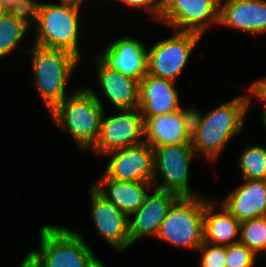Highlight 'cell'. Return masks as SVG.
Segmentation results:
<instances>
[{
    "label": "cell",
    "instance_id": "31",
    "mask_svg": "<svg viewBox=\"0 0 266 267\" xmlns=\"http://www.w3.org/2000/svg\"><path fill=\"white\" fill-rule=\"evenodd\" d=\"M56 1H60V2H65V3H69L78 7L84 8L86 7L85 4L87 5V3L90 2H94V0H56ZM90 1V2H89ZM102 0H99L98 2H101ZM104 1V0H103ZM97 2V0H96Z\"/></svg>",
    "mask_w": 266,
    "mask_h": 267
},
{
    "label": "cell",
    "instance_id": "28",
    "mask_svg": "<svg viewBox=\"0 0 266 267\" xmlns=\"http://www.w3.org/2000/svg\"><path fill=\"white\" fill-rule=\"evenodd\" d=\"M110 1V0H109ZM114 3L123 5L127 10L131 11L139 10L146 12L145 15H149L150 20L155 21L156 24L159 22V17L163 5V0H112Z\"/></svg>",
    "mask_w": 266,
    "mask_h": 267
},
{
    "label": "cell",
    "instance_id": "24",
    "mask_svg": "<svg viewBox=\"0 0 266 267\" xmlns=\"http://www.w3.org/2000/svg\"><path fill=\"white\" fill-rule=\"evenodd\" d=\"M239 242L260 256L266 248V216L242 221Z\"/></svg>",
    "mask_w": 266,
    "mask_h": 267
},
{
    "label": "cell",
    "instance_id": "13",
    "mask_svg": "<svg viewBox=\"0 0 266 267\" xmlns=\"http://www.w3.org/2000/svg\"><path fill=\"white\" fill-rule=\"evenodd\" d=\"M109 44V45H108ZM95 56L109 69L139 82L147 74V45L136 36L123 35L107 43Z\"/></svg>",
    "mask_w": 266,
    "mask_h": 267
},
{
    "label": "cell",
    "instance_id": "14",
    "mask_svg": "<svg viewBox=\"0 0 266 267\" xmlns=\"http://www.w3.org/2000/svg\"><path fill=\"white\" fill-rule=\"evenodd\" d=\"M93 63L96 66V84L99 86L100 94L95 91L93 85L84 84L92 91L94 97L99 101L104 110L107 111L102 97L107 103L113 106V110L117 109H138L139 108V81L121 74L116 70L107 68L95 55H93ZM101 96V97H100Z\"/></svg>",
    "mask_w": 266,
    "mask_h": 267
},
{
    "label": "cell",
    "instance_id": "16",
    "mask_svg": "<svg viewBox=\"0 0 266 267\" xmlns=\"http://www.w3.org/2000/svg\"><path fill=\"white\" fill-rule=\"evenodd\" d=\"M251 36L266 35V0H219V24Z\"/></svg>",
    "mask_w": 266,
    "mask_h": 267
},
{
    "label": "cell",
    "instance_id": "5",
    "mask_svg": "<svg viewBox=\"0 0 266 267\" xmlns=\"http://www.w3.org/2000/svg\"><path fill=\"white\" fill-rule=\"evenodd\" d=\"M82 9L60 1H41L37 23L31 32V42L46 48L65 50L82 61Z\"/></svg>",
    "mask_w": 266,
    "mask_h": 267
},
{
    "label": "cell",
    "instance_id": "23",
    "mask_svg": "<svg viewBox=\"0 0 266 267\" xmlns=\"http://www.w3.org/2000/svg\"><path fill=\"white\" fill-rule=\"evenodd\" d=\"M236 163L241 179L266 180V145H244Z\"/></svg>",
    "mask_w": 266,
    "mask_h": 267
},
{
    "label": "cell",
    "instance_id": "25",
    "mask_svg": "<svg viewBox=\"0 0 266 267\" xmlns=\"http://www.w3.org/2000/svg\"><path fill=\"white\" fill-rule=\"evenodd\" d=\"M40 3L41 0H17L7 7V13L32 30L37 23Z\"/></svg>",
    "mask_w": 266,
    "mask_h": 267
},
{
    "label": "cell",
    "instance_id": "15",
    "mask_svg": "<svg viewBox=\"0 0 266 267\" xmlns=\"http://www.w3.org/2000/svg\"><path fill=\"white\" fill-rule=\"evenodd\" d=\"M179 196L170 191L152 188L144 203L129 217V236L132 245L144 237L156 238L167 211Z\"/></svg>",
    "mask_w": 266,
    "mask_h": 267
},
{
    "label": "cell",
    "instance_id": "10",
    "mask_svg": "<svg viewBox=\"0 0 266 267\" xmlns=\"http://www.w3.org/2000/svg\"><path fill=\"white\" fill-rule=\"evenodd\" d=\"M115 112L108 114L104 110L98 140L90 150L96 156L145 141L144 120L139 109H117Z\"/></svg>",
    "mask_w": 266,
    "mask_h": 267
},
{
    "label": "cell",
    "instance_id": "36",
    "mask_svg": "<svg viewBox=\"0 0 266 267\" xmlns=\"http://www.w3.org/2000/svg\"><path fill=\"white\" fill-rule=\"evenodd\" d=\"M263 255V256H262ZM264 255L266 256V248H265V250L260 254V257L262 256V257H264Z\"/></svg>",
    "mask_w": 266,
    "mask_h": 267
},
{
    "label": "cell",
    "instance_id": "35",
    "mask_svg": "<svg viewBox=\"0 0 266 267\" xmlns=\"http://www.w3.org/2000/svg\"><path fill=\"white\" fill-rule=\"evenodd\" d=\"M6 7H9L13 3H15L17 0H0Z\"/></svg>",
    "mask_w": 266,
    "mask_h": 267
},
{
    "label": "cell",
    "instance_id": "33",
    "mask_svg": "<svg viewBox=\"0 0 266 267\" xmlns=\"http://www.w3.org/2000/svg\"><path fill=\"white\" fill-rule=\"evenodd\" d=\"M260 113H261L260 115L261 124H262L263 129H265L266 131V107H263L262 112Z\"/></svg>",
    "mask_w": 266,
    "mask_h": 267
},
{
    "label": "cell",
    "instance_id": "32",
    "mask_svg": "<svg viewBox=\"0 0 266 267\" xmlns=\"http://www.w3.org/2000/svg\"><path fill=\"white\" fill-rule=\"evenodd\" d=\"M23 257L24 258L20 261L18 267H36L26 255Z\"/></svg>",
    "mask_w": 266,
    "mask_h": 267
},
{
    "label": "cell",
    "instance_id": "34",
    "mask_svg": "<svg viewBox=\"0 0 266 267\" xmlns=\"http://www.w3.org/2000/svg\"><path fill=\"white\" fill-rule=\"evenodd\" d=\"M7 13V7L0 1V18Z\"/></svg>",
    "mask_w": 266,
    "mask_h": 267
},
{
    "label": "cell",
    "instance_id": "9",
    "mask_svg": "<svg viewBox=\"0 0 266 267\" xmlns=\"http://www.w3.org/2000/svg\"><path fill=\"white\" fill-rule=\"evenodd\" d=\"M158 23L203 36L219 24V0H163Z\"/></svg>",
    "mask_w": 266,
    "mask_h": 267
},
{
    "label": "cell",
    "instance_id": "19",
    "mask_svg": "<svg viewBox=\"0 0 266 267\" xmlns=\"http://www.w3.org/2000/svg\"><path fill=\"white\" fill-rule=\"evenodd\" d=\"M216 198L205 201L204 211V242L230 246L240 240V224Z\"/></svg>",
    "mask_w": 266,
    "mask_h": 267
},
{
    "label": "cell",
    "instance_id": "7",
    "mask_svg": "<svg viewBox=\"0 0 266 267\" xmlns=\"http://www.w3.org/2000/svg\"><path fill=\"white\" fill-rule=\"evenodd\" d=\"M196 157L191 142L154 147V188L174 192L178 196H200V192L190 186V168Z\"/></svg>",
    "mask_w": 266,
    "mask_h": 267
},
{
    "label": "cell",
    "instance_id": "2",
    "mask_svg": "<svg viewBox=\"0 0 266 267\" xmlns=\"http://www.w3.org/2000/svg\"><path fill=\"white\" fill-rule=\"evenodd\" d=\"M38 231V249L26 254L36 267H106L82 232L58 224H43Z\"/></svg>",
    "mask_w": 266,
    "mask_h": 267
},
{
    "label": "cell",
    "instance_id": "21",
    "mask_svg": "<svg viewBox=\"0 0 266 267\" xmlns=\"http://www.w3.org/2000/svg\"><path fill=\"white\" fill-rule=\"evenodd\" d=\"M144 140L152 148L190 143L184 132L181 109L174 113L146 118L144 120Z\"/></svg>",
    "mask_w": 266,
    "mask_h": 267
},
{
    "label": "cell",
    "instance_id": "22",
    "mask_svg": "<svg viewBox=\"0 0 266 267\" xmlns=\"http://www.w3.org/2000/svg\"><path fill=\"white\" fill-rule=\"evenodd\" d=\"M30 29L20 21H17L13 16L6 13L0 18V61L9 55L13 54L14 51L23 50L28 51L29 46L26 45L23 48L25 39L30 35ZM22 44V45H21Z\"/></svg>",
    "mask_w": 266,
    "mask_h": 267
},
{
    "label": "cell",
    "instance_id": "17",
    "mask_svg": "<svg viewBox=\"0 0 266 267\" xmlns=\"http://www.w3.org/2000/svg\"><path fill=\"white\" fill-rule=\"evenodd\" d=\"M176 82L146 74L139 82V110L145 120L148 117L177 112L181 99Z\"/></svg>",
    "mask_w": 266,
    "mask_h": 267
},
{
    "label": "cell",
    "instance_id": "30",
    "mask_svg": "<svg viewBox=\"0 0 266 267\" xmlns=\"http://www.w3.org/2000/svg\"><path fill=\"white\" fill-rule=\"evenodd\" d=\"M250 82L248 86L249 108L256 104L266 107V75Z\"/></svg>",
    "mask_w": 266,
    "mask_h": 267
},
{
    "label": "cell",
    "instance_id": "26",
    "mask_svg": "<svg viewBox=\"0 0 266 267\" xmlns=\"http://www.w3.org/2000/svg\"><path fill=\"white\" fill-rule=\"evenodd\" d=\"M258 255L240 242L226 246V267H255Z\"/></svg>",
    "mask_w": 266,
    "mask_h": 267
},
{
    "label": "cell",
    "instance_id": "11",
    "mask_svg": "<svg viewBox=\"0 0 266 267\" xmlns=\"http://www.w3.org/2000/svg\"><path fill=\"white\" fill-rule=\"evenodd\" d=\"M90 219L100 240L107 243L116 253L132 248L129 236L128 216L114 206L91 183L89 188Z\"/></svg>",
    "mask_w": 266,
    "mask_h": 267
},
{
    "label": "cell",
    "instance_id": "12",
    "mask_svg": "<svg viewBox=\"0 0 266 267\" xmlns=\"http://www.w3.org/2000/svg\"><path fill=\"white\" fill-rule=\"evenodd\" d=\"M101 157L108 160L99 177H109L125 182H152L153 148L145 141L137 145L109 151Z\"/></svg>",
    "mask_w": 266,
    "mask_h": 267
},
{
    "label": "cell",
    "instance_id": "1",
    "mask_svg": "<svg viewBox=\"0 0 266 267\" xmlns=\"http://www.w3.org/2000/svg\"><path fill=\"white\" fill-rule=\"evenodd\" d=\"M249 109L247 91L208 109L203 114L197 136L191 142L197 157L202 156L209 164H216L230 140L242 134Z\"/></svg>",
    "mask_w": 266,
    "mask_h": 267
},
{
    "label": "cell",
    "instance_id": "3",
    "mask_svg": "<svg viewBox=\"0 0 266 267\" xmlns=\"http://www.w3.org/2000/svg\"><path fill=\"white\" fill-rule=\"evenodd\" d=\"M72 91L47 114L54 127L74 140L80 152H90L100 134L104 108L86 85Z\"/></svg>",
    "mask_w": 266,
    "mask_h": 267
},
{
    "label": "cell",
    "instance_id": "8",
    "mask_svg": "<svg viewBox=\"0 0 266 267\" xmlns=\"http://www.w3.org/2000/svg\"><path fill=\"white\" fill-rule=\"evenodd\" d=\"M173 32L172 36L158 39L147 47V74L177 82L202 35L195 32Z\"/></svg>",
    "mask_w": 266,
    "mask_h": 267
},
{
    "label": "cell",
    "instance_id": "27",
    "mask_svg": "<svg viewBox=\"0 0 266 267\" xmlns=\"http://www.w3.org/2000/svg\"><path fill=\"white\" fill-rule=\"evenodd\" d=\"M199 267H226V246L204 242L197 250Z\"/></svg>",
    "mask_w": 266,
    "mask_h": 267
},
{
    "label": "cell",
    "instance_id": "6",
    "mask_svg": "<svg viewBox=\"0 0 266 267\" xmlns=\"http://www.w3.org/2000/svg\"><path fill=\"white\" fill-rule=\"evenodd\" d=\"M203 196L202 193L200 196H179L169 207L157 240L197 252L204 243V211L208 197Z\"/></svg>",
    "mask_w": 266,
    "mask_h": 267
},
{
    "label": "cell",
    "instance_id": "20",
    "mask_svg": "<svg viewBox=\"0 0 266 267\" xmlns=\"http://www.w3.org/2000/svg\"><path fill=\"white\" fill-rule=\"evenodd\" d=\"M91 184L128 217L144 203L154 187L152 182H125L109 177H99Z\"/></svg>",
    "mask_w": 266,
    "mask_h": 267
},
{
    "label": "cell",
    "instance_id": "18",
    "mask_svg": "<svg viewBox=\"0 0 266 267\" xmlns=\"http://www.w3.org/2000/svg\"><path fill=\"white\" fill-rule=\"evenodd\" d=\"M219 203L238 221L266 216V180L242 179Z\"/></svg>",
    "mask_w": 266,
    "mask_h": 267
},
{
    "label": "cell",
    "instance_id": "4",
    "mask_svg": "<svg viewBox=\"0 0 266 267\" xmlns=\"http://www.w3.org/2000/svg\"><path fill=\"white\" fill-rule=\"evenodd\" d=\"M28 53L32 71V87L39 100L49 113L59 102L71 93L67 91L68 83L74 70L80 66V60L65 50L46 48L30 43Z\"/></svg>",
    "mask_w": 266,
    "mask_h": 267
},
{
    "label": "cell",
    "instance_id": "29",
    "mask_svg": "<svg viewBox=\"0 0 266 267\" xmlns=\"http://www.w3.org/2000/svg\"><path fill=\"white\" fill-rule=\"evenodd\" d=\"M204 111L199 110L193 106H182L181 113L183 117V126L186 137L190 142L197 136L198 130L201 126Z\"/></svg>",
    "mask_w": 266,
    "mask_h": 267
}]
</instances>
